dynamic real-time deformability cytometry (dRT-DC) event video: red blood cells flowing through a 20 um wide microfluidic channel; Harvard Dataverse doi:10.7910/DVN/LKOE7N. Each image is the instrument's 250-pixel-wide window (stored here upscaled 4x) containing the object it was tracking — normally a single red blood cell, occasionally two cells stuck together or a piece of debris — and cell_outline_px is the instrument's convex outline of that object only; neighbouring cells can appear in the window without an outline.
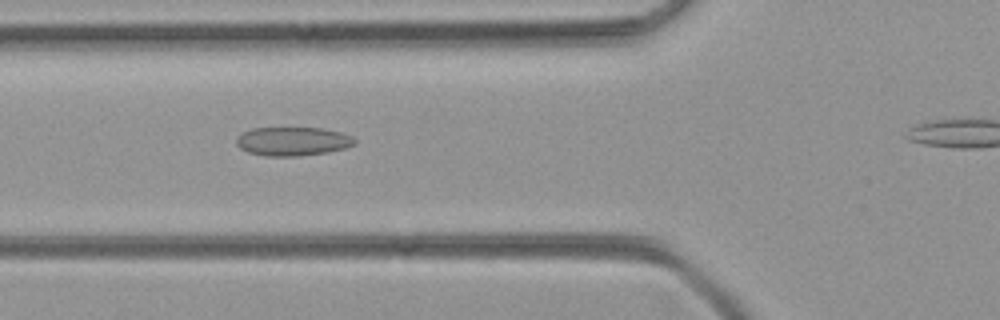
{"species": "common noctule bat (a hibernating species)", "species_latin": "Nyctalus noctula", "temperature_condition": "room temperature", "stored_images_in_passage": 38, "camera_frame_rate_fps": 3000, "um_per_image_px": 0.085, "animal": {"sex": "female", "body_mass_g": 21.9}, "frame": {"image": 1, "passage_image": 13, "time_ms": 4.0, "image_size_px": [1000, 320], "cell_outline_px": [[356, 144], [344, 148], [328, 152], [300, 156], [264, 156], [248, 152], [240, 148], [236, 144], [236, 136], [252, 128], [324, 128], [340, 132], [352, 136], [356, 140]], "centroid_in_image_um": [24.88, 12.01], "position_along_channel_um": 100.9, "area_um2": 19.94}}
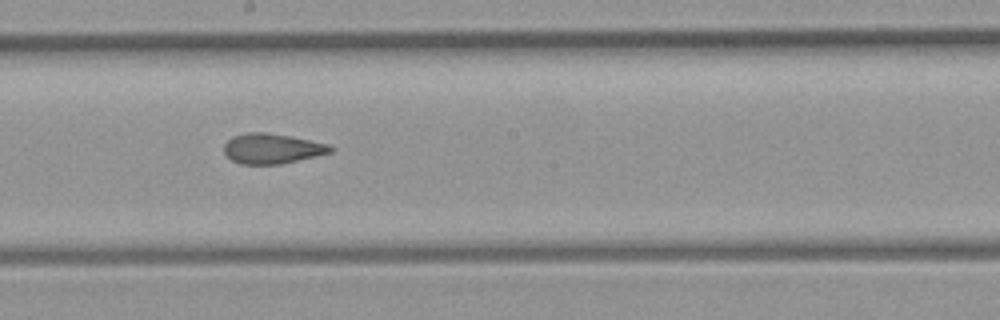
{"frame": {"image": 2, "passage_image": 22, "time_ms": 7.0, "image_size_px": [1000, 320], "cell_outline_px": [[332, 152], [316, 156], [280, 164], [240, 164], [232, 160], [224, 152], [224, 144], [232, 136], [248, 132], [264, 132], [292, 136], [328, 144], [332, 148]], "centroid_in_image_um": [23.1, 12.62], "position_along_channel_um": 225.1, "area_um2": 18.61}}
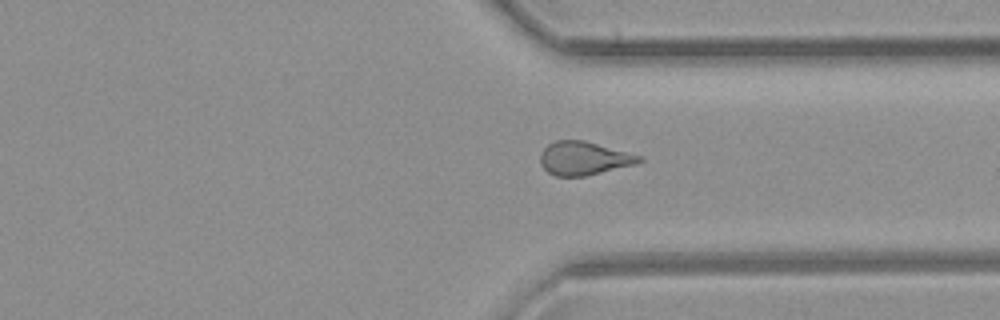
{"frame": {"image": 3, "passage_image": 32, "time_ms": 10.333, "image_size_px": [1000, 320], "cell_outline_px": [[644, 160], [636, 164], [584, 176], [556, 176], [548, 172], [540, 164], [540, 156], [544, 148], [548, 144], [556, 140], [584, 140], [640, 156]], "centroid_in_image_um": [49.59, 13.45], "position_along_channel_um": 361.8, "area_um2": 19.02}}